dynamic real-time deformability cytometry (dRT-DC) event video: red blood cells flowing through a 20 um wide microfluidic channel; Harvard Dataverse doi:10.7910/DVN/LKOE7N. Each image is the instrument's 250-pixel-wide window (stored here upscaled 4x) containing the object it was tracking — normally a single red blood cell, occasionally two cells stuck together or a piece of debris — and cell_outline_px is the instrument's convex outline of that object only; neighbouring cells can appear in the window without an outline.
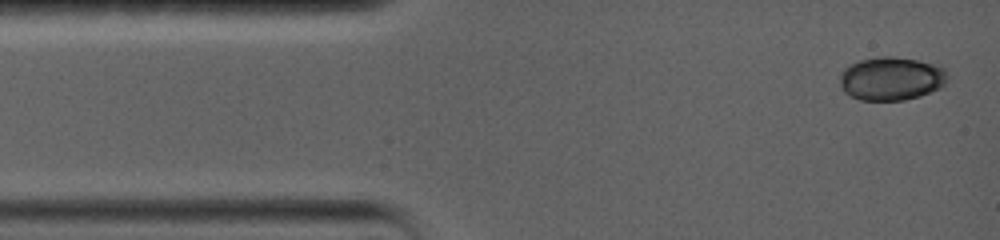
{"species": "common noctule bat (a hibernating species)", "species_latin": "Nyctalus noctula", "temperature_condition": "warm", "stored_images_in_passage": 26, "camera_frame_rate_fps": 5000, "um_per_image_px": 0.085, "animal": {"sex": "female", "body_mass_g": 19.0, "forearm_length_mm": 56.7}, "frame": {"image": 1, "passage_image": 1, "time_ms": 0.0, "image_size_px": [1000, 240], "cell_outline_px": [[948, 80], [940, 88], [920, 96], [904, 100], [860, 100], [848, 96], [844, 92], [840, 84], [840, 72], [848, 64], [860, 60], [876, 56], [892, 56], [940, 64], [948, 72]], "centroid_in_image_um": [75.76, 6.67], "position_along_channel_um": 9.2, "area_um2": 27.8}}
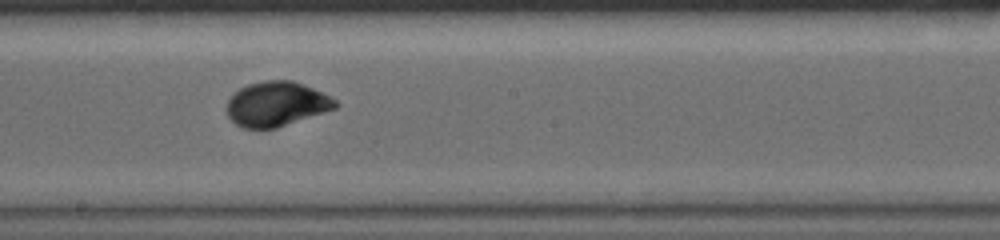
{"frame": {"image": 2, "passage_image": 15, "time_ms": 8.0, "image_size_px": [1000, 240], "cell_outline_px": [[340, 104], [336, 108], [276, 128], [244, 128], [236, 124], [228, 116], [224, 108], [228, 100], [240, 88], [248, 84], [264, 80], [292, 80], [304, 84], [332, 96]], "centroid_in_image_um": [23.51, 8.83], "position_along_channel_um": 224.7, "area_um2": 28.38}}
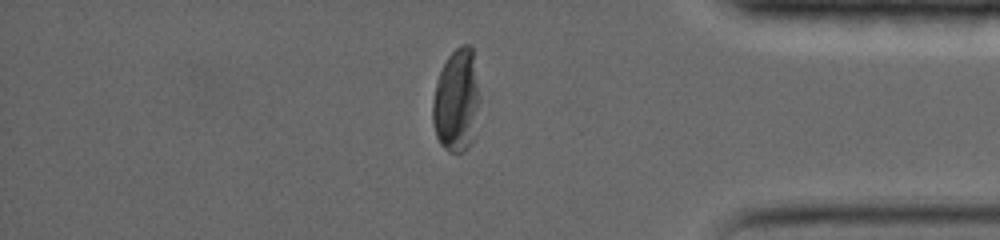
{"frame": {"image": 3, "passage_image": 26, "time_ms": 13.4, "image_size_px": [1000, 240], "cell_outline_px": [[480, 100], [472, 140], [468, 148], [464, 152], [448, 152], [440, 144], [436, 136], [432, 120], [432, 104], [436, 84], [440, 72], [448, 56], [460, 44], [472, 44], [480, 96]], "centroid_in_image_um": [38.81, 8.54], "position_along_channel_um": 396.4, "area_um2": 28.44}, "authors_computed_cell_mechanics": {"area_um2": 28.033, "velocity_mm_per_s": 3.5426, "shape_relaxation_time_tau1_ms": 3.2353, "shape_relaxation_time_tau2_ms": 1.56, "deformation_change_tau1": 0.1213, "deformation_change_tau2": 0.0356}}